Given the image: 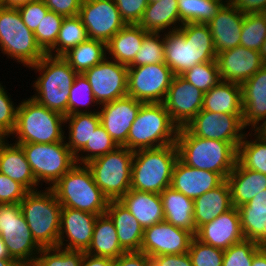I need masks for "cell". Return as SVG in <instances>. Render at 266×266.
Returning <instances> with one entry per match:
<instances>
[{
    "label": "cell",
    "instance_id": "obj_1",
    "mask_svg": "<svg viewBox=\"0 0 266 266\" xmlns=\"http://www.w3.org/2000/svg\"><path fill=\"white\" fill-rule=\"evenodd\" d=\"M165 64L174 75H181L194 65L215 61L216 52L207 24L185 23L163 34Z\"/></svg>",
    "mask_w": 266,
    "mask_h": 266
},
{
    "label": "cell",
    "instance_id": "obj_2",
    "mask_svg": "<svg viewBox=\"0 0 266 266\" xmlns=\"http://www.w3.org/2000/svg\"><path fill=\"white\" fill-rule=\"evenodd\" d=\"M176 146L183 163L219 173L225 180L237 162V148L232 143L197 137L186 127L179 128Z\"/></svg>",
    "mask_w": 266,
    "mask_h": 266
},
{
    "label": "cell",
    "instance_id": "obj_3",
    "mask_svg": "<svg viewBox=\"0 0 266 266\" xmlns=\"http://www.w3.org/2000/svg\"><path fill=\"white\" fill-rule=\"evenodd\" d=\"M28 68L41 73L32 86L37 92L31 97L46 108L67 116L70 88L78 73L62 56L49 54Z\"/></svg>",
    "mask_w": 266,
    "mask_h": 266
},
{
    "label": "cell",
    "instance_id": "obj_4",
    "mask_svg": "<svg viewBox=\"0 0 266 266\" xmlns=\"http://www.w3.org/2000/svg\"><path fill=\"white\" fill-rule=\"evenodd\" d=\"M26 99L17 108L16 125L11 134L17 137L15 143L48 144L64 141L66 136L62 126L65 116L46 108L32 97Z\"/></svg>",
    "mask_w": 266,
    "mask_h": 266
},
{
    "label": "cell",
    "instance_id": "obj_5",
    "mask_svg": "<svg viewBox=\"0 0 266 266\" xmlns=\"http://www.w3.org/2000/svg\"><path fill=\"white\" fill-rule=\"evenodd\" d=\"M179 127L163 103H143L127 136L131 151L176 144Z\"/></svg>",
    "mask_w": 266,
    "mask_h": 266
},
{
    "label": "cell",
    "instance_id": "obj_6",
    "mask_svg": "<svg viewBox=\"0 0 266 266\" xmlns=\"http://www.w3.org/2000/svg\"><path fill=\"white\" fill-rule=\"evenodd\" d=\"M82 165H74L51 189L62 207L104 214L109 200L96 185L91 170Z\"/></svg>",
    "mask_w": 266,
    "mask_h": 266
},
{
    "label": "cell",
    "instance_id": "obj_7",
    "mask_svg": "<svg viewBox=\"0 0 266 266\" xmlns=\"http://www.w3.org/2000/svg\"><path fill=\"white\" fill-rule=\"evenodd\" d=\"M177 159L176 144L134 151L131 189L160 194L171 186L172 171Z\"/></svg>",
    "mask_w": 266,
    "mask_h": 266
},
{
    "label": "cell",
    "instance_id": "obj_8",
    "mask_svg": "<svg viewBox=\"0 0 266 266\" xmlns=\"http://www.w3.org/2000/svg\"><path fill=\"white\" fill-rule=\"evenodd\" d=\"M20 206L36 243L41 248L58 247L62 206L52 189L29 191Z\"/></svg>",
    "mask_w": 266,
    "mask_h": 266
},
{
    "label": "cell",
    "instance_id": "obj_9",
    "mask_svg": "<svg viewBox=\"0 0 266 266\" xmlns=\"http://www.w3.org/2000/svg\"><path fill=\"white\" fill-rule=\"evenodd\" d=\"M133 157V151L125 146H118L86 164L96 185L109 201L120 200L131 189Z\"/></svg>",
    "mask_w": 266,
    "mask_h": 266
},
{
    "label": "cell",
    "instance_id": "obj_10",
    "mask_svg": "<svg viewBox=\"0 0 266 266\" xmlns=\"http://www.w3.org/2000/svg\"><path fill=\"white\" fill-rule=\"evenodd\" d=\"M0 51L19 64L30 67L46 53L38 45L34 32L22 21L17 8L0 6Z\"/></svg>",
    "mask_w": 266,
    "mask_h": 266
},
{
    "label": "cell",
    "instance_id": "obj_11",
    "mask_svg": "<svg viewBox=\"0 0 266 266\" xmlns=\"http://www.w3.org/2000/svg\"><path fill=\"white\" fill-rule=\"evenodd\" d=\"M0 236L20 266L34 265L42 248L33 239L20 204H0Z\"/></svg>",
    "mask_w": 266,
    "mask_h": 266
},
{
    "label": "cell",
    "instance_id": "obj_12",
    "mask_svg": "<svg viewBox=\"0 0 266 266\" xmlns=\"http://www.w3.org/2000/svg\"><path fill=\"white\" fill-rule=\"evenodd\" d=\"M31 166L38 185L43 181L52 186L63 177L74 165L75 155L71 152L66 141L41 144H19Z\"/></svg>",
    "mask_w": 266,
    "mask_h": 266
},
{
    "label": "cell",
    "instance_id": "obj_13",
    "mask_svg": "<svg viewBox=\"0 0 266 266\" xmlns=\"http://www.w3.org/2000/svg\"><path fill=\"white\" fill-rule=\"evenodd\" d=\"M173 77L165 63L128 67L127 95L143 103H163Z\"/></svg>",
    "mask_w": 266,
    "mask_h": 266
},
{
    "label": "cell",
    "instance_id": "obj_14",
    "mask_svg": "<svg viewBox=\"0 0 266 266\" xmlns=\"http://www.w3.org/2000/svg\"><path fill=\"white\" fill-rule=\"evenodd\" d=\"M243 114L214 113L200 110L185 126L193 135L232 143L238 148L245 135Z\"/></svg>",
    "mask_w": 266,
    "mask_h": 266
},
{
    "label": "cell",
    "instance_id": "obj_15",
    "mask_svg": "<svg viewBox=\"0 0 266 266\" xmlns=\"http://www.w3.org/2000/svg\"><path fill=\"white\" fill-rule=\"evenodd\" d=\"M99 107L127 95L128 66L105 58L83 73Z\"/></svg>",
    "mask_w": 266,
    "mask_h": 266
},
{
    "label": "cell",
    "instance_id": "obj_16",
    "mask_svg": "<svg viewBox=\"0 0 266 266\" xmlns=\"http://www.w3.org/2000/svg\"><path fill=\"white\" fill-rule=\"evenodd\" d=\"M79 16L88 37L105 43L127 25L114 0H82Z\"/></svg>",
    "mask_w": 266,
    "mask_h": 266
},
{
    "label": "cell",
    "instance_id": "obj_17",
    "mask_svg": "<svg viewBox=\"0 0 266 266\" xmlns=\"http://www.w3.org/2000/svg\"><path fill=\"white\" fill-rule=\"evenodd\" d=\"M195 236L166 221L144 228L140 252L149 257L188 253Z\"/></svg>",
    "mask_w": 266,
    "mask_h": 266
},
{
    "label": "cell",
    "instance_id": "obj_18",
    "mask_svg": "<svg viewBox=\"0 0 266 266\" xmlns=\"http://www.w3.org/2000/svg\"><path fill=\"white\" fill-rule=\"evenodd\" d=\"M204 93L183 79L174 75L163 104L173 122L185 127L202 109Z\"/></svg>",
    "mask_w": 266,
    "mask_h": 266
},
{
    "label": "cell",
    "instance_id": "obj_19",
    "mask_svg": "<svg viewBox=\"0 0 266 266\" xmlns=\"http://www.w3.org/2000/svg\"><path fill=\"white\" fill-rule=\"evenodd\" d=\"M143 102L131 96L118 98L98 107L100 124L118 146L127 147V136Z\"/></svg>",
    "mask_w": 266,
    "mask_h": 266
},
{
    "label": "cell",
    "instance_id": "obj_20",
    "mask_svg": "<svg viewBox=\"0 0 266 266\" xmlns=\"http://www.w3.org/2000/svg\"><path fill=\"white\" fill-rule=\"evenodd\" d=\"M97 216L92 213L62 207L58 247L85 252L91 244Z\"/></svg>",
    "mask_w": 266,
    "mask_h": 266
},
{
    "label": "cell",
    "instance_id": "obj_21",
    "mask_svg": "<svg viewBox=\"0 0 266 266\" xmlns=\"http://www.w3.org/2000/svg\"><path fill=\"white\" fill-rule=\"evenodd\" d=\"M221 81L242 84L266 63L259 51L237 46L216 55Z\"/></svg>",
    "mask_w": 266,
    "mask_h": 266
},
{
    "label": "cell",
    "instance_id": "obj_22",
    "mask_svg": "<svg viewBox=\"0 0 266 266\" xmlns=\"http://www.w3.org/2000/svg\"><path fill=\"white\" fill-rule=\"evenodd\" d=\"M195 238L204 244L223 250L244 240L238 208L233 207L213 221L200 226Z\"/></svg>",
    "mask_w": 266,
    "mask_h": 266
},
{
    "label": "cell",
    "instance_id": "obj_23",
    "mask_svg": "<svg viewBox=\"0 0 266 266\" xmlns=\"http://www.w3.org/2000/svg\"><path fill=\"white\" fill-rule=\"evenodd\" d=\"M243 20L244 14L227 0L206 23L211 30L216 54L240 46Z\"/></svg>",
    "mask_w": 266,
    "mask_h": 266
},
{
    "label": "cell",
    "instance_id": "obj_24",
    "mask_svg": "<svg viewBox=\"0 0 266 266\" xmlns=\"http://www.w3.org/2000/svg\"><path fill=\"white\" fill-rule=\"evenodd\" d=\"M224 181L219 173L190 167L178 158L172 171L171 187L194 200Z\"/></svg>",
    "mask_w": 266,
    "mask_h": 266
},
{
    "label": "cell",
    "instance_id": "obj_25",
    "mask_svg": "<svg viewBox=\"0 0 266 266\" xmlns=\"http://www.w3.org/2000/svg\"><path fill=\"white\" fill-rule=\"evenodd\" d=\"M244 128L255 131L266 120V64L241 84Z\"/></svg>",
    "mask_w": 266,
    "mask_h": 266
},
{
    "label": "cell",
    "instance_id": "obj_26",
    "mask_svg": "<svg viewBox=\"0 0 266 266\" xmlns=\"http://www.w3.org/2000/svg\"><path fill=\"white\" fill-rule=\"evenodd\" d=\"M106 213L114 222L121 248L125 252L140 251L144 229L138 220L119 200L109 201Z\"/></svg>",
    "mask_w": 266,
    "mask_h": 266
},
{
    "label": "cell",
    "instance_id": "obj_27",
    "mask_svg": "<svg viewBox=\"0 0 266 266\" xmlns=\"http://www.w3.org/2000/svg\"><path fill=\"white\" fill-rule=\"evenodd\" d=\"M0 173L22 184L28 191L38 190L31 166L19 144L4 140L0 145Z\"/></svg>",
    "mask_w": 266,
    "mask_h": 266
},
{
    "label": "cell",
    "instance_id": "obj_28",
    "mask_svg": "<svg viewBox=\"0 0 266 266\" xmlns=\"http://www.w3.org/2000/svg\"><path fill=\"white\" fill-rule=\"evenodd\" d=\"M119 201L143 229L164 221L160 194L130 189Z\"/></svg>",
    "mask_w": 266,
    "mask_h": 266
},
{
    "label": "cell",
    "instance_id": "obj_29",
    "mask_svg": "<svg viewBox=\"0 0 266 266\" xmlns=\"http://www.w3.org/2000/svg\"><path fill=\"white\" fill-rule=\"evenodd\" d=\"M233 207H240L252 200L256 194L266 189V175L243 168L236 162L234 169L227 176Z\"/></svg>",
    "mask_w": 266,
    "mask_h": 266
},
{
    "label": "cell",
    "instance_id": "obj_30",
    "mask_svg": "<svg viewBox=\"0 0 266 266\" xmlns=\"http://www.w3.org/2000/svg\"><path fill=\"white\" fill-rule=\"evenodd\" d=\"M193 201V220L196 230L233 208L230 187L226 180L215 189L209 190Z\"/></svg>",
    "mask_w": 266,
    "mask_h": 266
},
{
    "label": "cell",
    "instance_id": "obj_31",
    "mask_svg": "<svg viewBox=\"0 0 266 266\" xmlns=\"http://www.w3.org/2000/svg\"><path fill=\"white\" fill-rule=\"evenodd\" d=\"M164 221L178 228L185 229L196 235V226L193 220L194 201L183 193L174 190L171 186L161 193Z\"/></svg>",
    "mask_w": 266,
    "mask_h": 266
},
{
    "label": "cell",
    "instance_id": "obj_32",
    "mask_svg": "<svg viewBox=\"0 0 266 266\" xmlns=\"http://www.w3.org/2000/svg\"><path fill=\"white\" fill-rule=\"evenodd\" d=\"M202 110L214 113L243 114L241 84L220 81L204 93Z\"/></svg>",
    "mask_w": 266,
    "mask_h": 266
},
{
    "label": "cell",
    "instance_id": "obj_33",
    "mask_svg": "<svg viewBox=\"0 0 266 266\" xmlns=\"http://www.w3.org/2000/svg\"><path fill=\"white\" fill-rule=\"evenodd\" d=\"M148 33L138 24H127L107 42L108 59L128 66Z\"/></svg>",
    "mask_w": 266,
    "mask_h": 266
},
{
    "label": "cell",
    "instance_id": "obj_34",
    "mask_svg": "<svg viewBox=\"0 0 266 266\" xmlns=\"http://www.w3.org/2000/svg\"><path fill=\"white\" fill-rule=\"evenodd\" d=\"M138 25L145 31L153 33H161V31L163 33L167 28L169 31L179 29L182 22L179 17L177 0L148 3Z\"/></svg>",
    "mask_w": 266,
    "mask_h": 266
},
{
    "label": "cell",
    "instance_id": "obj_35",
    "mask_svg": "<svg viewBox=\"0 0 266 266\" xmlns=\"http://www.w3.org/2000/svg\"><path fill=\"white\" fill-rule=\"evenodd\" d=\"M85 253L113 260L125 253L120 246L114 222L107 213L97 216L92 241Z\"/></svg>",
    "mask_w": 266,
    "mask_h": 266
},
{
    "label": "cell",
    "instance_id": "obj_36",
    "mask_svg": "<svg viewBox=\"0 0 266 266\" xmlns=\"http://www.w3.org/2000/svg\"><path fill=\"white\" fill-rule=\"evenodd\" d=\"M68 122V123H67ZM69 134L66 141L71 152L76 155L88 142L100 125L99 112H81L65 116Z\"/></svg>",
    "mask_w": 266,
    "mask_h": 266
},
{
    "label": "cell",
    "instance_id": "obj_37",
    "mask_svg": "<svg viewBox=\"0 0 266 266\" xmlns=\"http://www.w3.org/2000/svg\"><path fill=\"white\" fill-rule=\"evenodd\" d=\"M107 43L101 40L90 39L70 49L62 57L78 74H83L88 69L103 61L108 53Z\"/></svg>",
    "mask_w": 266,
    "mask_h": 266
},
{
    "label": "cell",
    "instance_id": "obj_38",
    "mask_svg": "<svg viewBox=\"0 0 266 266\" xmlns=\"http://www.w3.org/2000/svg\"><path fill=\"white\" fill-rule=\"evenodd\" d=\"M255 140L245 133L237 148V162L243 167L266 175V138L253 131Z\"/></svg>",
    "mask_w": 266,
    "mask_h": 266
},
{
    "label": "cell",
    "instance_id": "obj_39",
    "mask_svg": "<svg viewBox=\"0 0 266 266\" xmlns=\"http://www.w3.org/2000/svg\"><path fill=\"white\" fill-rule=\"evenodd\" d=\"M88 38L87 30L79 15L65 17L60 27L56 44L46 54L63 56L70 49L78 46Z\"/></svg>",
    "mask_w": 266,
    "mask_h": 266
},
{
    "label": "cell",
    "instance_id": "obj_40",
    "mask_svg": "<svg viewBox=\"0 0 266 266\" xmlns=\"http://www.w3.org/2000/svg\"><path fill=\"white\" fill-rule=\"evenodd\" d=\"M227 0H177L180 21L208 23Z\"/></svg>",
    "mask_w": 266,
    "mask_h": 266
},
{
    "label": "cell",
    "instance_id": "obj_41",
    "mask_svg": "<svg viewBox=\"0 0 266 266\" xmlns=\"http://www.w3.org/2000/svg\"><path fill=\"white\" fill-rule=\"evenodd\" d=\"M245 239L266 248V209H238Z\"/></svg>",
    "mask_w": 266,
    "mask_h": 266
},
{
    "label": "cell",
    "instance_id": "obj_42",
    "mask_svg": "<svg viewBox=\"0 0 266 266\" xmlns=\"http://www.w3.org/2000/svg\"><path fill=\"white\" fill-rule=\"evenodd\" d=\"M266 39V13L244 14L240 46L260 51Z\"/></svg>",
    "mask_w": 266,
    "mask_h": 266
},
{
    "label": "cell",
    "instance_id": "obj_43",
    "mask_svg": "<svg viewBox=\"0 0 266 266\" xmlns=\"http://www.w3.org/2000/svg\"><path fill=\"white\" fill-rule=\"evenodd\" d=\"M118 147L105 128L100 124L94 131L87 144L75 155L77 164H87L89 161L107 154ZM84 152L86 154H79Z\"/></svg>",
    "mask_w": 266,
    "mask_h": 266
},
{
    "label": "cell",
    "instance_id": "obj_44",
    "mask_svg": "<svg viewBox=\"0 0 266 266\" xmlns=\"http://www.w3.org/2000/svg\"><path fill=\"white\" fill-rule=\"evenodd\" d=\"M163 34L149 32L142 42L140 50L128 67L165 63ZM162 36V37H161Z\"/></svg>",
    "mask_w": 266,
    "mask_h": 266
},
{
    "label": "cell",
    "instance_id": "obj_45",
    "mask_svg": "<svg viewBox=\"0 0 266 266\" xmlns=\"http://www.w3.org/2000/svg\"><path fill=\"white\" fill-rule=\"evenodd\" d=\"M180 76L203 93L221 81L216 60L196 64Z\"/></svg>",
    "mask_w": 266,
    "mask_h": 266
},
{
    "label": "cell",
    "instance_id": "obj_46",
    "mask_svg": "<svg viewBox=\"0 0 266 266\" xmlns=\"http://www.w3.org/2000/svg\"><path fill=\"white\" fill-rule=\"evenodd\" d=\"M94 106H99L97 101L94 98L91 86L88 82V80L84 77L83 74H78L74 82L72 84V87L70 88V94L68 99V115H72L75 113H81V112H98V111H88L82 110L81 107L89 108L90 104Z\"/></svg>",
    "mask_w": 266,
    "mask_h": 266
},
{
    "label": "cell",
    "instance_id": "obj_47",
    "mask_svg": "<svg viewBox=\"0 0 266 266\" xmlns=\"http://www.w3.org/2000/svg\"><path fill=\"white\" fill-rule=\"evenodd\" d=\"M83 251L59 247L42 248L33 266H81Z\"/></svg>",
    "mask_w": 266,
    "mask_h": 266
},
{
    "label": "cell",
    "instance_id": "obj_48",
    "mask_svg": "<svg viewBox=\"0 0 266 266\" xmlns=\"http://www.w3.org/2000/svg\"><path fill=\"white\" fill-rule=\"evenodd\" d=\"M64 18L65 17L49 10L34 31L36 41L45 53L56 44Z\"/></svg>",
    "mask_w": 266,
    "mask_h": 266
},
{
    "label": "cell",
    "instance_id": "obj_49",
    "mask_svg": "<svg viewBox=\"0 0 266 266\" xmlns=\"http://www.w3.org/2000/svg\"><path fill=\"white\" fill-rule=\"evenodd\" d=\"M261 247L254 241L244 239L224 250L222 266H251L254 255Z\"/></svg>",
    "mask_w": 266,
    "mask_h": 266
},
{
    "label": "cell",
    "instance_id": "obj_50",
    "mask_svg": "<svg viewBox=\"0 0 266 266\" xmlns=\"http://www.w3.org/2000/svg\"><path fill=\"white\" fill-rule=\"evenodd\" d=\"M188 254L193 266H222L224 250L204 244L195 237L192 239Z\"/></svg>",
    "mask_w": 266,
    "mask_h": 266
},
{
    "label": "cell",
    "instance_id": "obj_51",
    "mask_svg": "<svg viewBox=\"0 0 266 266\" xmlns=\"http://www.w3.org/2000/svg\"><path fill=\"white\" fill-rule=\"evenodd\" d=\"M4 87L0 82V134L8 138L15 129L18 105L14 106Z\"/></svg>",
    "mask_w": 266,
    "mask_h": 266
},
{
    "label": "cell",
    "instance_id": "obj_52",
    "mask_svg": "<svg viewBox=\"0 0 266 266\" xmlns=\"http://www.w3.org/2000/svg\"><path fill=\"white\" fill-rule=\"evenodd\" d=\"M28 192L22 184L0 173V204H20Z\"/></svg>",
    "mask_w": 266,
    "mask_h": 266
},
{
    "label": "cell",
    "instance_id": "obj_53",
    "mask_svg": "<svg viewBox=\"0 0 266 266\" xmlns=\"http://www.w3.org/2000/svg\"><path fill=\"white\" fill-rule=\"evenodd\" d=\"M17 9L21 15L23 23L33 32L37 29L42 18H44L49 11L42 0L21 5Z\"/></svg>",
    "mask_w": 266,
    "mask_h": 266
},
{
    "label": "cell",
    "instance_id": "obj_54",
    "mask_svg": "<svg viewBox=\"0 0 266 266\" xmlns=\"http://www.w3.org/2000/svg\"><path fill=\"white\" fill-rule=\"evenodd\" d=\"M126 24H138L149 3L148 0H114Z\"/></svg>",
    "mask_w": 266,
    "mask_h": 266
},
{
    "label": "cell",
    "instance_id": "obj_55",
    "mask_svg": "<svg viewBox=\"0 0 266 266\" xmlns=\"http://www.w3.org/2000/svg\"><path fill=\"white\" fill-rule=\"evenodd\" d=\"M50 11L63 17L79 15L82 0H42Z\"/></svg>",
    "mask_w": 266,
    "mask_h": 266
},
{
    "label": "cell",
    "instance_id": "obj_56",
    "mask_svg": "<svg viewBox=\"0 0 266 266\" xmlns=\"http://www.w3.org/2000/svg\"><path fill=\"white\" fill-rule=\"evenodd\" d=\"M150 266H193L188 253L150 257Z\"/></svg>",
    "mask_w": 266,
    "mask_h": 266
},
{
    "label": "cell",
    "instance_id": "obj_57",
    "mask_svg": "<svg viewBox=\"0 0 266 266\" xmlns=\"http://www.w3.org/2000/svg\"><path fill=\"white\" fill-rule=\"evenodd\" d=\"M112 266H150V257L143 252H125L113 260Z\"/></svg>",
    "mask_w": 266,
    "mask_h": 266
},
{
    "label": "cell",
    "instance_id": "obj_58",
    "mask_svg": "<svg viewBox=\"0 0 266 266\" xmlns=\"http://www.w3.org/2000/svg\"><path fill=\"white\" fill-rule=\"evenodd\" d=\"M243 14L266 13V0H228Z\"/></svg>",
    "mask_w": 266,
    "mask_h": 266
},
{
    "label": "cell",
    "instance_id": "obj_59",
    "mask_svg": "<svg viewBox=\"0 0 266 266\" xmlns=\"http://www.w3.org/2000/svg\"><path fill=\"white\" fill-rule=\"evenodd\" d=\"M113 259L93 256L83 252V260L81 266H112Z\"/></svg>",
    "mask_w": 266,
    "mask_h": 266
},
{
    "label": "cell",
    "instance_id": "obj_60",
    "mask_svg": "<svg viewBox=\"0 0 266 266\" xmlns=\"http://www.w3.org/2000/svg\"><path fill=\"white\" fill-rule=\"evenodd\" d=\"M238 209H266V189L256 194L252 200L241 205Z\"/></svg>",
    "mask_w": 266,
    "mask_h": 266
},
{
    "label": "cell",
    "instance_id": "obj_61",
    "mask_svg": "<svg viewBox=\"0 0 266 266\" xmlns=\"http://www.w3.org/2000/svg\"><path fill=\"white\" fill-rule=\"evenodd\" d=\"M38 0H1L0 6L5 8H18L21 5L28 4Z\"/></svg>",
    "mask_w": 266,
    "mask_h": 266
},
{
    "label": "cell",
    "instance_id": "obj_62",
    "mask_svg": "<svg viewBox=\"0 0 266 266\" xmlns=\"http://www.w3.org/2000/svg\"><path fill=\"white\" fill-rule=\"evenodd\" d=\"M251 266H266V248H261L254 255Z\"/></svg>",
    "mask_w": 266,
    "mask_h": 266
},
{
    "label": "cell",
    "instance_id": "obj_63",
    "mask_svg": "<svg viewBox=\"0 0 266 266\" xmlns=\"http://www.w3.org/2000/svg\"><path fill=\"white\" fill-rule=\"evenodd\" d=\"M3 258H11V257H10V254L8 253L5 242L2 240L0 236V259H3Z\"/></svg>",
    "mask_w": 266,
    "mask_h": 266
},
{
    "label": "cell",
    "instance_id": "obj_64",
    "mask_svg": "<svg viewBox=\"0 0 266 266\" xmlns=\"http://www.w3.org/2000/svg\"><path fill=\"white\" fill-rule=\"evenodd\" d=\"M0 266H20V265L12 258H3L0 259Z\"/></svg>",
    "mask_w": 266,
    "mask_h": 266
},
{
    "label": "cell",
    "instance_id": "obj_65",
    "mask_svg": "<svg viewBox=\"0 0 266 266\" xmlns=\"http://www.w3.org/2000/svg\"><path fill=\"white\" fill-rule=\"evenodd\" d=\"M255 131L266 138V120Z\"/></svg>",
    "mask_w": 266,
    "mask_h": 266
},
{
    "label": "cell",
    "instance_id": "obj_66",
    "mask_svg": "<svg viewBox=\"0 0 266 266\" xmlns=\"http://www.w3.org/2000/svg\"><path fill=\"white\" fill-rule=\"evenodd\" d=\"M261 58L266 63V39L264 40V43L262 44V47L260 49Z\"/></svg>",
    "mask_w": 266,
    "mask_h": 266
},
{
    "label": "cell",
    "instance_id": "obj_67",
    "mask_svg": "<svg viewBox=\"0 0 266 266\" xmlns=\"http://www.w3.org/2000/svg\"><path fill=\"white\" fill-rule=\"evenodd\" d=\"M7 139L5 136L0 134V145L2 144V142Z\"/></svg>",
    "mask_w": 266,
    "mask_h": 266
},
{
    "label": "cell",
    "instance_id": "obj_68",
    "mask_svg": "<svg viewBox=\"0 0 266 266\" xmlns=\"http://www.w3.org/2000/svg\"><path fill=\"white\" fill-rule=\"evenodd\" d=\"M149 3H152V2H157V1H161V0H148Z\"/></svg>",
    "mask_w": 266,
    "mask_h": 266
}]
</instances>
